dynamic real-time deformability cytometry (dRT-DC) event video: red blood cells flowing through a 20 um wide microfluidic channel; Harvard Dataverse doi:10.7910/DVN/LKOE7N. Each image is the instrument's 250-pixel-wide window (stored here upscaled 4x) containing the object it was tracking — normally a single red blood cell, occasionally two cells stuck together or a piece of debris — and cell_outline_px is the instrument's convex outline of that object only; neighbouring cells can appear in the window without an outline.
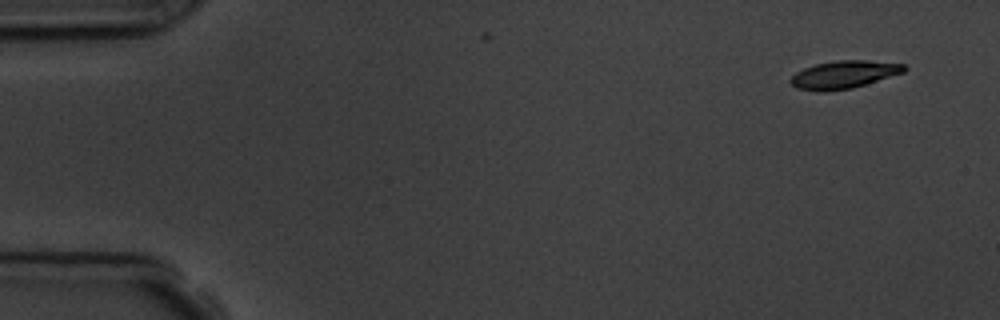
{"species": "common noctule bat (a hibernating species)", "species_latin": "Nyctalus noctula", "temperature_condition": "room temperature", "stored_images_in_passage": 3, "camera_frame_rate_fps": 3000, "um_per_image_px": 0.085, "animal": {"sex": "male", "body_mass_g": 19.5, "forearm_length_mm": 54.6}, "frame": {"image": 1, "passage_image": 1, "time_ms": 0.0, "image_size_px": [1000, 320], "cell_outline_px": [[908, 68], [904, 72], [852, 88], [824, 92], [796, 88], [788, 80], [796, 72], [804, 68], [816, 64], [836, 60], [868, 60], [904, 64]], "centroid_in_image_um": [71.72, 6.33], "position_along_channel_um": 13.3, "area_um2": 18.32}}